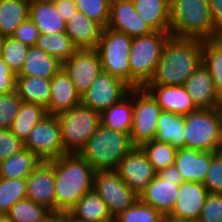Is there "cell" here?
<instances>
[{"mask_svg":"<svg viewBox=\"0 0 222 222\" xmlns=\"http://www.w3.org/2000/svg\"><path fill=\"white\" fill-rule=\"evenodd\" d=\"M162 108L144 88H133V119L130 138L135 147L155 140Z\"/></svg>","mask_w":222,"mask_h":222,"instance_id":"9","label":"cell"},{"mask_svg":"<svg viewBox=\"0 0 222 222\" xmlns=\"http://www.w3.org/2000/svg\"><path fill=\"white\" fill-rule=\"evenodd\" d=\"M24 1L31 3V2H34L35 0H24Z\"/></svg>","mask_w":222,"mask_h":222,"instance_id":"58","label":"cell"},{"mask_svg":"<svg viewBox=\"0 0 222 222\" xmlns=\"http://www.w3.org/2000/svg\"><path fill=\"white\" fill-rule=\"evenodd\" d=\"M47 114V110L40 105L22 102L20 111L13 120L10 130L19 140L25 142L29 132Z\"/></svg>","mask_w":222,"mask_h":222,"instance_id":"33","label":"cell"},{"mask_svg":"<svg viewBox=\"0 0 222 222\" xmlns=\"http://www.w3.org/2000/svg\"><path fill=\"white\" fill-rule=\"evenodd\" d=\"M197 109L222 107L209 69L201 63L183 85Z\"/></svg>","mask_w":222,"mask_h":222,"instance_id":"18","label":"cell"},{"mask_svg":"<svg viewBox=\"0 0 222 222\" xmlns=\"http://www.w3.org/2000/svg\"><path fill=\"white\" fill-rule=\"evenodd\" d=\"M116 172L138 197L157 174L140 147H134L120 161Z\"/></svg>","mask_w":222,"mask_h":222,"instance_id":"15","label":"cell"},{"mask_svg":"<svg viewBox=\"0 0 222 222\" xmlns=\"http://www.w3.org/2000/svg\"><path fill=\"white\" fill-rule=\"evenodd\" d=\"M199 222H222V194L209 193Z\"/></svg>","mask_w":222,"mask_h":222,"instance_id":"43","label":"cell"},{"mask_svg":"<svg viewBox=\"0 0 222 222\" xmlns=\"http://www.w3.org/2000/svg\"><path fill=\"white\" fill-rule=\"evenodd\" d=\"M41 162L29 149L23 148L0 162V177L4 179H26Z\"/></svg>","mask_w":222,"mask_h":222,"instance_id":"29","label":"cell"},{"mask_svg":"<svg viewBox=\"0 0 222 222\" xmlns=\"http://www.w3.org/2000/svg\"><path fill=\"white\" fill-rule=\"evenodd\" d=\"M203 41L171 37L146 85L182 86L202 63Z\"/></svg>","mask_w":222,"mask_h":222,"instance_id":"2","label":"cell"},{"mask_svg":"<svg viewBox=\"0 0 222 222\" xmlns=\"http://www.w3.org/2000/svg\"><path fill=\"white\" fill-rule=\"evenodd\" d=\"M50 93L49 115H57L81 104V96L63 68L51 78Z\"/></svg>","mask_w":222,"mask_h":222,"instance_id":"23","label":"cell"},{"mask_svg":"<svg viewBox=\"0 0 222 222\" xmlns=\"http://www.w3.org/2000/svg\"><path fill=\"white\" fill-rule=\"evenodd\" d=\"M24 148V142L19 140L10 129H0V162L18 153Z\"/></svg>","mask_w":222,"mask_h":222,"instance_id":"44","label":"cell"},{"mask_svg":"<svg viewBox=\"0 0 222 222\" xmlns=\"http://www.w3.org/2000/svg\"><path fill=\"white\" fill-rule=\"evenodd\" d=\"M134 147L130 134L100 125L79 154L95 171H116L120 161Z\"/></svg>","mask_w":222,"mask_h":222,"instance_id":"4","label":"cell"},{"mask_svg":"<svg viewBox=\"0 0 222 222\" xmlns=\"http://www.w3.org/2000/svg\"><path fill=\"white\" fill-rule=\"evenodd\" d=\"M209 6L211 10V15L215 22V25L221 29L222 28V0H209Z\"/></svg>","mask_w":222,"mask_h":222,"instance_id":"49","label":"cell"},{"mask_svg":"<svg viewBox=\"0 0 222 222\" xmlns=\"http://www.w3.org/2000/svg\"><path fill=\"white\" fill-rule=\"evenodd\" d=\"M170 32L154 31L150 35L132 38L129 53L131 89L144 87L153 78Z\"/></svg>","mask_w":222,"mask_h":222,"instance_id":"5","label":"cell"},{"mask_svg":"<svg viewBox=\"0 0 222 222\" xmlns=\"http://www.w3.org/2000/svg\"><path fill=\"white\" fill-rule=\"evenodd\" d=\"M213 157L212 152L184 147L177 150L174 165L184 181L203 184Z\"/></svg>","mask_w":222,"mask_h":222,"instance_id":"20","label":"cell"},{"mask_svg":"<svg viewBox=\"0 0 222 222\" xmlns=\"http://www.w3.org/2000/svg\"><path fill=\"white\" fill-rule=\"evenodd\" d=\"M24 148L41 161H51L65 155L57 116L47 114L38 122L29 132Z\"/></svg>","mask_w":222,"mask_h":222,"instance_id":"11","label":"cell"},{"mask_svg":"<svg viewBox=\"0 0 222 222\" xmlns=\"http://www.w3.org/2000/svg\"><path fill=\"white\" fill-rule=\"evenodd\" d=\"M130 89L119 78L101 71L90 88L81 95V104L101 114L124 98Z\"/></svg>","mask_w":222,"mask_h":222,"instance_id":"13","label":"cell"},{"mask_svg":"<svg viewBox=\"0 0 222 222\" xmlns=\"http://www.w3.org/2000/svg\"><path fill=\"white\" fill-rule=\"evenodd\" d=\"M52 212L29 199L16 202L6 215L11 222H43Z\"/></svg>","mask_w":222,"mask_h":222,"instance_id":"38","label":"cell"},{"mask_svg":"<svg viewBox=\"0 0 222 222\" xmlns=\"http://www.w3.org/2000/svg\"><path fill=\"white\" fill-rule=\"evenodd\" d=\"M94 190L105 201L113 218L139 199L116 171H96Z\"/></svg>","mask_w":222,"mask_h":222,"instance_id":"12","label":"cell"},{"mask_svg":"<svg viewBox=\"0 0 222 222\" xmlns=\"http://www.w3.org/2000/svg\"><path fill=\"white\" fill-rule=\"evenodd\" d=\"M132 38L108 27L103 29L97 51L100 55L102 71L119 78L131 88L129 53Z\"/></svg>","mask_w":222,"mask_h":222,"instance_id":"8","label":"cell"},{"mask_svg":"<svg viewBox=\"0 0 222 222\" xmlns=\"http://www.w3.org/2000/svg\"><path fill=\"white\" fill-rule=\"evenodd\" d=\"M133 119V89L118 103L100 114L101 125L123 134H130Z\"/></svg>","mask_w":222,"mask_h":222,"instance_id":"26","label":"cell"},{"mask_svg":"<svg viewBox=\"0 0 222 222\" xmlns=\"http://www.w3.org/2000/svg\"><path fill=\"white\" fill-rule=\"evenodd\" d=\"M77 11L88 18L97 21L104 28L107 27L110 17L111 0H74Z\"/></svg>","mask_w":222,"mask_h":222,"instance_id":"41","label":"cell"},{"mask_svg":"<svg viewBox=\"0 0 222 222\" xmlns=\"http://www.w3.org/2000/svg\"><path fill=\"white\" fill-rule=\"evenodd\" d=\"M41 1H49V2H54L56 0H41Z\"/></svg>","mask_w":222,"mask_h":222,"instance_id":"59","label":"cell"},{"mask_svg":"<svg viewBox=\"0 0 222 222\" xmlns=\"http://www.w3.org/2000/svg\"><path fill=\"white\" fill-rule=\"evenodd\" d=\"M40 36L39 29L35 26L32 20L28 17L23 23L17 27L12 37L23 44L32 47L36 45L37 39Z\"/></svg>","mask_w":222,"mask_h":222,"instance_id":"46","label":"cell"},{"mask_svg":"<svg viewBox=\"0 0 222 222\" xmlns=\"http://www.w3.org/2000/svg\"><path fill=\"white\" fill-rule=\"evenodd\" d=\"M139 16L153 31L170 32V0H132Z\"/></svg>","mask_w":222,"mask_h":222,"instance_id":"27","label":"cell"},{"mask_svg":"<svg viewBox=\"0 0 222 222\" xmlns=\"http://www.w3.org/2000/svg\"><path fill=\"white\" fill-rule=\"evenodd\" d=\"M43 222H67L64 212L51 213Z\"/></svg>","mask_w":222,"mask_h":222,"instance_id":"50","label":"cell"},{"mask_svg":"<svg viewBox=\"0 0 222 222\" xmlns=\"http://www.w3.org/2000/svg\"><path fill=\"white\" fill-rule=\"evenodd\" d=\"M35 46L54 56L61 63L69 60L78 50L65 32L50 35L40 34Z\"/></svg>","mask_w":222,"mask_h":222,"instance_id":"35","label":"cell"},{"mask_svg":"<svg viewBox=\"0 0 222 222\" xmlns=\"http://www.w3.org/2000/svg\"><path fill=\"white\" fill-rule=\"evenodd\" d=\"M212 153L214 157L222 160V132L218 141L215 143Z\"/></svg>","mask_w":222,"mask_h":222,"instance_id":"51","label":"cell"},{"mask_svg":"<svg viewBox=\"0 0 222 222\" xmlns=\"http://www.w3.org/2000/svg\"><path fill=\"white\" fill-rule=\"evenodd\" d=\"M62 68L63 63L57 58L36 46H32L29 48L23 67L17 76L51 79Z\"/></svg>","mask_w":222,"mask_h":222,"instance_id":"25","label":"cell"},{"mask_svg":"<svg viewBox=\"0 0 222 222\" xmlns=\"http://www.w3.org/2000/svg\"><path fill=\"white\" fill-rule=\"evenodd\" d=\"M64 217L67 219V222H88L81 219L76 218L70 212H64Z\"/></svg>","mask_w":222,"mask_h":222,"instance_id":"53","label":"cell"},{"mask_svg":"<svg viewBox=\"0 0 222 222\" xmlns=\"http://www.w3.org/2000/svg\"><path fill=\"white\" fill-rule=\"evenodd\" d=\"M157 126L156 141L170 143L177 149L185 147L184 116L162 111Z\"/></svg>","mask_w":222,"mask_h":222,"instance_id":"32","label":"cell"},{"mask_svg":"<svg viewBox=\"0 0 222 222\" xmlns=\"http://www.w3.org/2000/svg\"><path fill=\"white\" fill-rule=\"evenodd\" d=\"M185 147L212 152L222 132V107L197 109L184 116Z\"/></svg>","mask_w":222,"mask_h":222,"instance_id":"7","label":"cell"},{"mask_svg":"<svg viewBox=\"0 0 222 222\" xmlns=\"http://www.w3.org/2000/svg\"><path fill=\"white\" fill-rule=\"evenodd\" d=\"M163 222H199V221L191 219H177L174 217L165 216Z\"/></svg>","mask_w":222,"mask_h":222,"instance_id":"52","label":"cell"},{"mask_svg":"<svg viewBox=\"0 0 222 222\" xmlns=\"http://www.w3.org/2000/svg\"><path fill=\"white\" fill-rule=\"evenodd\" d=\"M69 212L88 222H107L113 219L105 201L94 189L83 195Z\"/></svg>","mask_w":222,"mask_h":222,"instance_id":"30","label":"cell"},{"mask_svg":"<svg viewBox=\"0 0 222 222\" xmlns=\"http://www.w3.org/2000/svg\"><path fill=\"white\" fill-rule=\"evenodd\" d=\"M16 79L17 75L0 58V95L14 92L16 90Z\"/></svg>","mask_w":222,"mask_h":222,"instance_id":"47","label":"cell"},{"mask_svg":"<svg viewBox=\"0 0 222 222\" xmlns=\"http://www.w3.org/2000/svg\"><path fill=\"white\" fill-rule=\"evenodd\" d=\"M56 116L66 154L79 153L101 125L100 113L82 104Z\"/></svg>","mask_w":222,"mask_h":222,"instance_id":"6","label":"cell"},{"mask_svg":"<svg viewBox=\"0 0 222 222\" xmlns=\"http://www.w3.org/2000/svg\"><path fill=\"white\" fill-rule=\"evenodd\" d=\"M29 18L40 34H60L66 30V22L59 15L54 2L35 0L29 5Z\"/></svg>","mask_w":222,"mask_h":222,"instance_id":"24","label":"cell"},{"mask_svg":"<svg viewBox=\"0 0 222 222\" xmlns=\"http://www.w3.org/2000/svg\"><path fill=\"white\" fill-rule=\"evenodd\" d=\"M118 222H163L164 216L138 199L132 206L115 217Z\"/></svg>","mask_w":222,"mask_h":222,"instance_id":"40","label":"cell"},{"mask_svg":"<svg viewBox=\"0 0 222 222\" xmlns=\"http://www.w3.org/2000/svg\"><path fill=\"white\" fill-rule=\"evenodd\" d=\"M104 27L80 11L66 23L65 33L77 49H97Z\"/></svg>","mask_w":222,"mask_h":222,"instance_id":"22","label":"cell"},{"mask_svg":"<svg viewBox=\"0 0 222 222\" xmlns=\"http://www.w3.org/2000/svg\"><path fill=\"white\" fill-rule=\"evenodd\" d=\"M29 46L11 37H5L2 59L16 75L21 71Z\"/></svg>","mask_w":222,"mask_h":222,"instance_id":"39","label":"cell"},{"mask_svg":"<svg viewBox=\"0 0 222 222\" xmlns=\"http://www.w3.org/2000/svg\"><path fill=\"white\" fill-rule=\"evenodd\" d=\"M54 5L59 15L66 23L77 11V6L74 0H56L54 1Z\"/></svg>","mask_w":222,"mask_h":222,"instance_id":"48","label":"cell"},{"mask_svg":"<svg viewBox=\"0 0 222 222\" xmlns=\"http://www.w3.org/2000/svg\"><path fill=\"white\" fill-rule=\"evenodd\" d=\"M107 222H118V221L115 218H113L112 220L107 221Z\"/></svg>","mask_w":222,"mask_h":222,"instance_id":"57","label":"cell"},{"mask_svg":"<svg viewBox=\"0 0 222 222\" xmlns=\"http://www.w3.org/2000/svg\"><path fill=\"white\" fill-rule=\"evenodd\" d=\"M30 3L24 0H0V35L11 37L29 17Z\"/></svg>","mask_w":222,"mask_h":222,"instance_id":"31","label":"cell"},{"mask_svg":"<svg viewBox=\"0 0 222 222\" xmlns=\"http://www.w3.org/2000/svg\"><path fill=\"white\" fill-rule=\"evenodd\" d=\"M0 222H11L7 216L0 215Z\"/></svg>","mask_w":222,"mask_h":222,"instance_id":"55","label":"cell"},{"mask_svg":"<svg viewBox=\"0 0 222 222\" xmlns=\"http://www.w3.org/2000/svg\"><path fill=\"white\" fill-rule=\"evenodd\" d=\"M22 102L16 91L0 95V129H10Z\"/></svg>","mask_w":222,"mask_h":222,"instance_id":"42","label":"cell"},{"mask_svg":"<svg viewBox=\"0 0 222 222\" xmlns=\"http://www.w3.org/2000/svg\"><path fill=\"white\" fill-rule=\"evenodd\" d=\"M209 0H170V34L181 39L219 38Z\"/></svg>","mask_w":222,"mask_h":222,"instance_id":"3","label":"cell"},{"mask_svg":"<svg viewBox=\"0 0 222 222\" xmlns=\"http://www.w3.org/2000/svg\"><path fill=\"white\" fill-rule=\"evenodd\" d=\"M208 194L203 184L184 181L180 184L178 199L168 216L198 221Z\"/></svg>","mask_w":222,"mask_h":222,"instance_id":"19","label":"cell"},{"mask_svg":"<svg viewBox=\"0 0 222 222\" xmlns=\"http://www.w3.org/2000/svg\"><path fill=\"white\" fill-rule=\"evenodd\" d=\"M183 182L182 175L176 166L171 165L156 174L139 199L164 217L168 216L178 199L179 187Z\"/></svg>","mask_w":222,"mask_h":222,"instance_id":"10","label":"cell"},{"mask_svg":"<svg viewBox=\"0 0 222 222\" xmlns=\"http://www.w3.org/2000/svg\"><path fill=\"white\" fill-rule=\"evenodd\" d=\"M202 63L209 69L219 102L222 104V40L203 41Z\"/></svg>","mask_w":222,"mask_h":222,"instance_id":"34","label":"cell"},{"mask_svg":"<svg viewBox=\"0 0 222 222\" xmlns=\"http://www.w3.org/2000/svg\"><path fill=\"white\" fill-rule=\"evenodd\" d=\"M95 172L79 153L54 159L55 213L69 212L83 195L94 189Z\"/></svg>","mask_w":222,"mask_h":222,"instance_id":"1","label":"cell"},{"mask_svg":"<svg viewBox=\"0 0 222 222\" xmlns=\"http://www.w3.org/2000/svg\"><path fill=\"white\" fill-rule=\"evenodd\" d=\"M51 79L32 76H17L16 92L23 102L44 107L49 114Z\"/></svg>","mask_w":222,"mask_h":222,"instance_id":"28","label":"cell"},{"mask_svg":"<svg viewBox=\"0 0 222 222\" xmlns=\"http://www.w3.org/2000/svg\"><path fill=\"white\" fill-rule=\"evenodd\" d=\"M219 38L222 40V28L220 29Z\"/></svg>","mask_w":222,"mask_h":222,"instance_id":"56","label":"cell"},{"mask_svg":"<svg viewBox=\"0 0 222 222\" xmlns=\"http://www.w3.org/2000/svg\"><path fill=\"white\" fill-rule=\"evenodd\" d=\"M156 173L174 165L177 148L170 143L152 140L140 146Z\"/></svg>","mask_w":222,"mask_h":222,"instance_id":"36","label":"cell"},{"mask_svg":"<svg viewBox=\"0 0 222 222\" xmlns=\"http://www.w3.org/2000/svg\"><path fill=\"white\" fill-rule=\"evenodd\" d=\"M144 88L157 101L162 111L186 116L197 110L183 85H145Z\"/></svg>","mask_w":222,"mask_h":222,"instance_id":"21","label":"cell"},{"mask_svg":"<svg viewBox=\"0 0 222 222\" xmlns=\"http://www.w3.org/2000/svg\"><path fill=\"white\" fill-rule=\"evenodd\" d=\"M26 198L55 213L54 160L42 161L26 178Z\"/></svg>","mask_w":222,"mask_h":222,"instance_id":"16","label":"cell"},{"mask_svg":"<svg viewBox=\"0 0 222 222\" xmlns=\"http://www.w3.org/2000/svg\"><path fill=\"white\" fill-rule=\"evenodd\" d=\"M63 69L81 96L102 71L99 52L96 49H78L63 63Z\"/></svg>","mask_w":222,"mask_h":222,"instance_id":"14","label":"cell"},{"mask_svg":"<svg viewBox=\"0 0 222 222\" xmlns=\"http://www.w3.org/2000/svg\"><path fill=\"white\" fill-rule=\"evenodd\" d=\"M4 39H5V37H2V36L0 35V58H2Z\"/></svg>","mask_w":222,"mask_h":222,"instance_id":"54","label":"cell"},{"mask_svg":"<svg viewBox=\"0 0 222 222\" xmlns=\"http://www.w3.org/2000/svg\"><path fill=\"white\" fill-rule=\"evenodd\" d=\"M26 192V179L0 177V215L6 216L16 202L26 199Z\"/></svg>","mask_w":222,"mask_h":222,"instance_id":"37","label":"cell"},{"mask_svg":"<svg viewBox=\"0 0 222 222\" xmlns=\"http://www.w3.org/2000/svg\"><path fill=\"white\" fill-rule=\"evenodd\" d=\"M108 28L131 38L150 35L154 31L139 16L132 0H111Z\"/></svg>","mask_w":222,"mask_h":222,"instance_id":"17","label":"cell"},{"mask_svg":"<svg viewBox=\"0 0 222 222\" xmlns=\"http://www.w3.org/2000/svg\"><path fill=\"white\" fill-rule=\"evenodd\" d=\"M203 185L209 193L222 194V160L213 157Z\"/></svg>","mask_w":222,"mask_h":222,"instance_id":"45","label":"cell"}]
</instances>
